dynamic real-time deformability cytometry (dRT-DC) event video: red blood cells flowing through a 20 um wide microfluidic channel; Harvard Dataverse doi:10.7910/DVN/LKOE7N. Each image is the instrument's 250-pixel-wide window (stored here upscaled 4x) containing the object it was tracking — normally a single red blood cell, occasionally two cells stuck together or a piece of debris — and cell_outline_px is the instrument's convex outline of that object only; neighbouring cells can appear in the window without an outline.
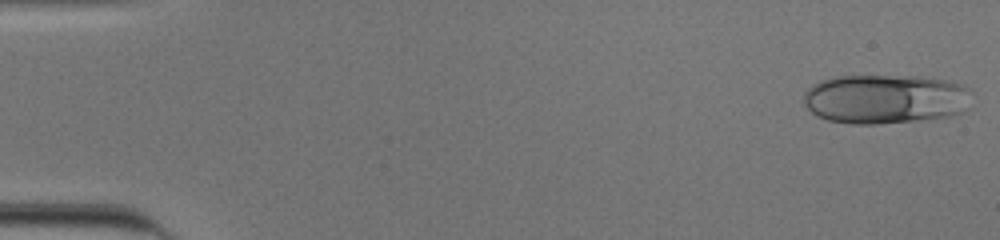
{"species": "human", "species_latin": "Homo sapiens", "temperature_condition": "cold", "stored_images_in_passage": 51, "camera_frame_rate_fps": 3000, "um_per_image_px": 0.085, "donor": {"sex": "male"}, "frame": {"image": 1, "passage_image": 1, "time_ms": 0.0, "image_size_px": [1000, 240], "cell_outline_px": [[972, 92], [968, 108], [964, 112], [952, 116], [876, 124], [852, 124], [828, 120], [816, 116], [804, 104], [804, 92], [812, 84], [820, 80], [836, 76], [920, 76], [944, 80], [968, 88]], "centroid_in_image_um": [75.24, 8.41], "position_along_channel_um": 9.8, "area_um2": 48.61}}
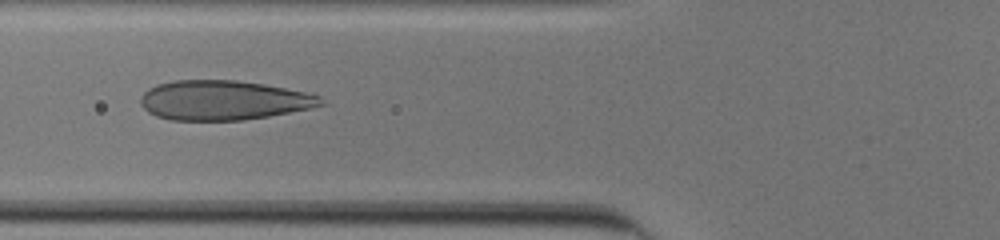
{"frame": {"image": 2, "passage_image": 20, "time_ms": 6.333, "image_size_px": [1000, 240], "cell_outline_px": [[328, 104], [312, 108], [268, 116], [244, 120], [172, 120], [156, 116], [148, 112], [140, 104], [140, 96], [148, 88], [156, 84], [176, 80], [236, 80], [264, 84], [312, 92], [320, 96]], "centroid_in_image_um": [19.04, 8.51], "position_along_channel_um": 106.8, "area_um2": 42.08}}
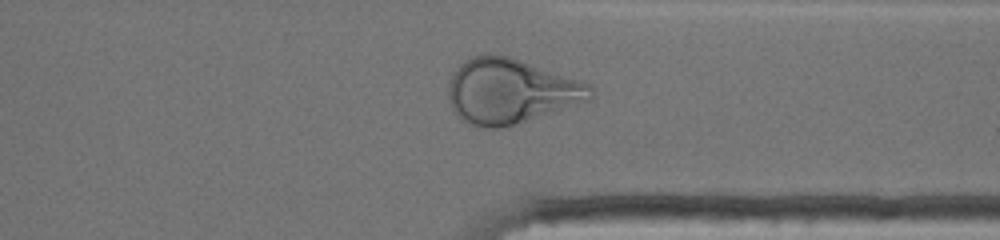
{"frame": {"image": 3, "passage_image": 40, "time_ms": 13.0, "image_size_px": [1000, 240], "cell_outline_px": [[596, 96], [588, 100], [500, 128], [484, 128], [468, 124], [460, 120], [452, 108], [448, 100], [448, 88], [452, 76], [456, 68], [464, 60], [472, 56], [508, 56], [584, 80], [592, 88]], "centroid_in_image_um": [43.39, 7.75], "position_along_channel_um": 368.0, "area_um2": 53.23}}